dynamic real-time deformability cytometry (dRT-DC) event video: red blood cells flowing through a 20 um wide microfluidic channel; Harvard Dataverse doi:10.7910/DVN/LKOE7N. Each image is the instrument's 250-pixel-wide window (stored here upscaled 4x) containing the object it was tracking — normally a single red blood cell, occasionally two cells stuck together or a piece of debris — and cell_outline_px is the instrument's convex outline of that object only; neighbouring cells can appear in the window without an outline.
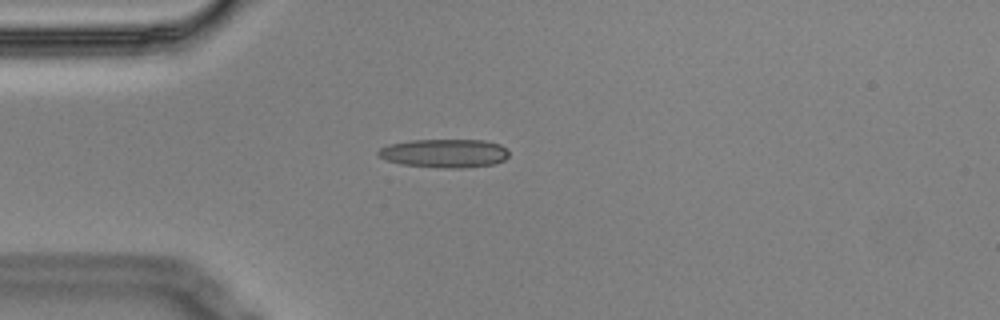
{"species": "Egyptian fruit bat (a non-hibernating species)", "species_latin": "Rousettus aegyptiacus", "temperature_condition": "cold", "stored_images_in_passage": 10, "camera_frame_rate_fps": 3000, "um_per_image_px": 0.085, "animal": {"sex": "male"}, "frame": {"image": 1, "passage_image": 1, "time_ms": 0.0, "image_size_px": [1000, 320], "cell_outline_px": [[508, 156], [504, 160], [492, 164], [464, 168], [440, 168], [400, 164], [376, 156], [376, 152], [380, 148], [388, 144], [412, 140], [484, 140], [500, 144], [508, 152]], "centroid_in_image_um": [37.74, 13.03], "position_along_channel_um": 47.3, "area_um2": 21.85}}
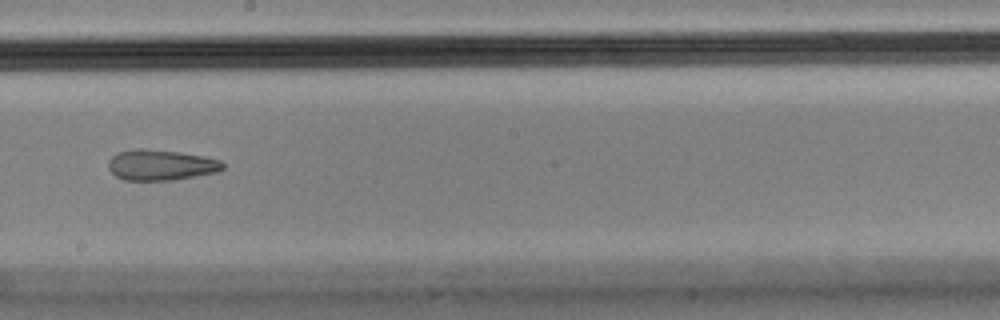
{"frame": {"image": 2, "passage_image": 6, "time_ms": 1.667, "image_size_px": [1000, 320], "cell_outline_px": [[224, 168], [216, 172], [172, 180], [124, 180], [116, 176], [108, 168], [108, 160], [116, 152], [132, 148], [140, 148], [176, 152], [204, 156], [220, 160], [224, 164]], "centroid_in_image_um": [13.63, 14.01], "position_along_channel_um": 234.6, "area_um2": 20.4}}
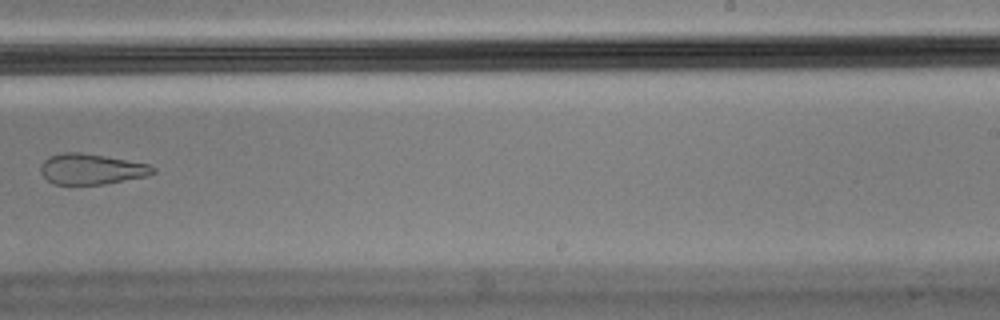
{"frame": {"image": 3, "passage_image": 7, "time_ms": 2.0, "image_size_px": [1000, 320], "cell_outline_px": [[156, 172], [148, 176], [104, 184], [56, 184], [48, 180], [40, 172], [40, 164], [48, 156], [64, 152], [80, 152], [104, 156], [148, 164], [156, 168]], "centroid_in_image_um": [7.76, 14.37], "position_along_channel_um": 281.2, "area_um2": 20.0}}